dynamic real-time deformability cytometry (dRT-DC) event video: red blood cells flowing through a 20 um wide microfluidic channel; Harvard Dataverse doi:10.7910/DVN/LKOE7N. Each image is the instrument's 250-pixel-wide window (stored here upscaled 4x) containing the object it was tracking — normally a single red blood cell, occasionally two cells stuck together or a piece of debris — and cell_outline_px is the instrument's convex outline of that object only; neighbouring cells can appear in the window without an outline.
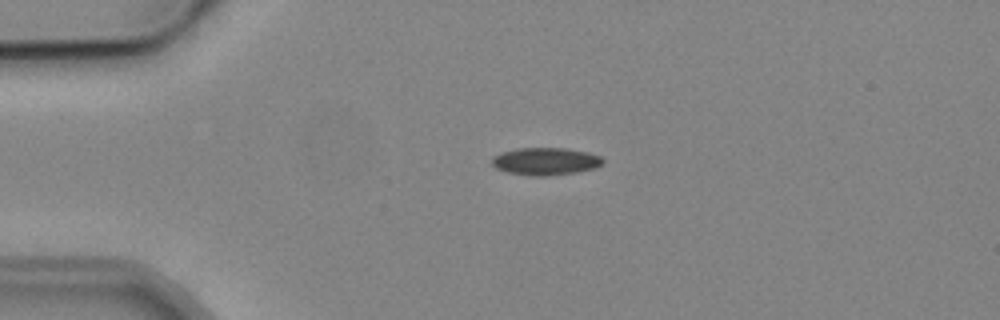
{"species": "common noctule bat (a hibernating species)", "species_latin": "Nyctalus noctula", "temperature_condition": "cold", "stored_images_in_passage": 3, "camera_frame_rate_fps": 3000, "um_per_image_px": 0.085, "animal": {"sex": "male", "body_mass_g": 19.2, "forearm_length_mm": 51.8}, "frame": {"image": 1, "passage_image": 1, "time_ms": 0.0, "image_size_px": [1000, 320], "cell_outline_px": [[604, 164], [596, 168], [576, 172], [548, 176], [528, 176], [508, 172], [496, 168], [492, 164], [492, 156], [500, 152], [516, 148], [568, 148], [588, 152], [600, 156], [604, 160]], "centroid_in_image_um": [46.37, 13.71], "position_along_channel_um": 38.6, "area_um2": 18.03}}